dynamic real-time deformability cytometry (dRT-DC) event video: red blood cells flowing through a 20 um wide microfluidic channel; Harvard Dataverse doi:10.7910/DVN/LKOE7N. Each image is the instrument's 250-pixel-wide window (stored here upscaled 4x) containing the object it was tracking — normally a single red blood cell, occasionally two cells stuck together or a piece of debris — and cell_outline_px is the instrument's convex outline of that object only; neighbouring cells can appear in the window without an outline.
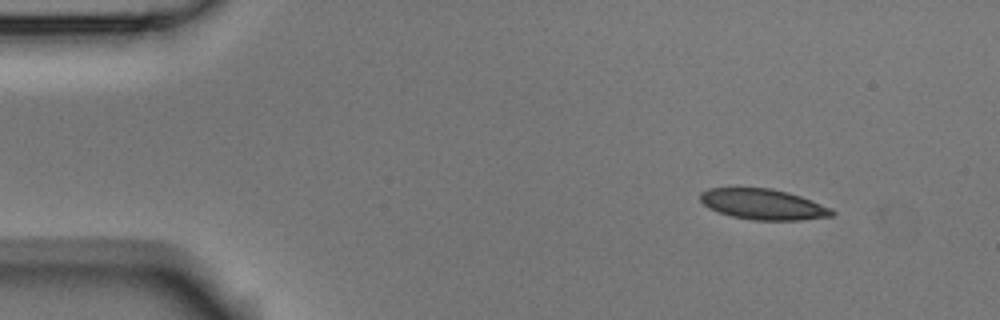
{"species": "Egyptian fruit bat (a non-hibernating species)", "species_latin": "Rousettus aegyptiacus", "temperature_condition": "room temperature", "stored_images_in_passage": 3, "camera_frame_rate_fps": 3000, "um_per_image_px": 0.085, "animal": {"sex": "male"}, "frame": {"image": 1, "passage_image": 1, "time_ms": 0.0, "image_size_px": [1000, 320], "cell_outline_px": [[836, 212], [832, 216], [800, 220], [752, 220], [732, 216], [708, 208], [700, 200], [700, 192], [708, 188], [772, 188], [788, 192], [800, 196], [832, 208]], "centroid_in_image_um": [64.87, 17.36], "position_along_channel_um": 20.1, "area_um2": 23.47}}